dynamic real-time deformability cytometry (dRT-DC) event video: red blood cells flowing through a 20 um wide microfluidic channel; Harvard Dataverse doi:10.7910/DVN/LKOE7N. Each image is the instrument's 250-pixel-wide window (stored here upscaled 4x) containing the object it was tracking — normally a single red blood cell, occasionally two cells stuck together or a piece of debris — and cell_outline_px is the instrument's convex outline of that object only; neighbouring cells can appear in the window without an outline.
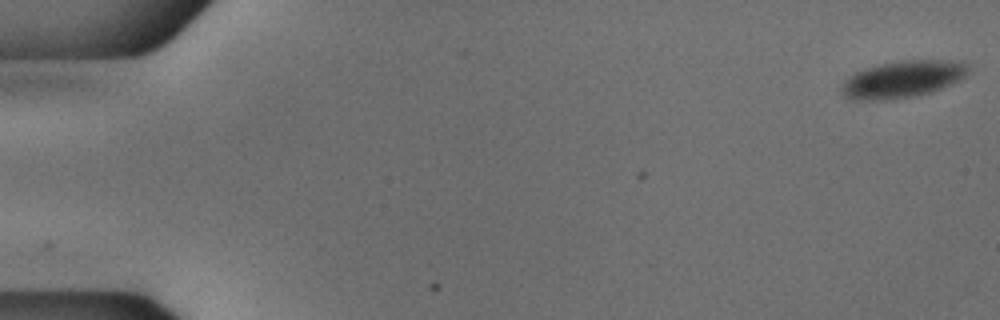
{"species": "common noctule bat (a hibernating species)", "species_latin": "Nyctalus noctula", "temperature_condition": "cold", "stored_images_in_passage": 54, "camera_frame_rate_fps": 3000, "um_per_image_px": 0.085, "animal": {"sex": "male", "body_mass_g": 18.8}, "frame": {"image": 1, "passage_image": 1, "time_ms": 0.0, "image_size_px": [1000, 320], "cell_outline_px": [[968, 64], [964, 76], [940, 88], [928, 92], [908, 96], [884, 100], [848, 100], [840, 92], [840, 88], [844, 80], [848, 76], [856, 72], [880, 64], [900, 60], [964, 60]], "centroid_in_image_um": [76.64, 6.72], "position_along_channel_um": 8.4, "area_um2": 26.93}}
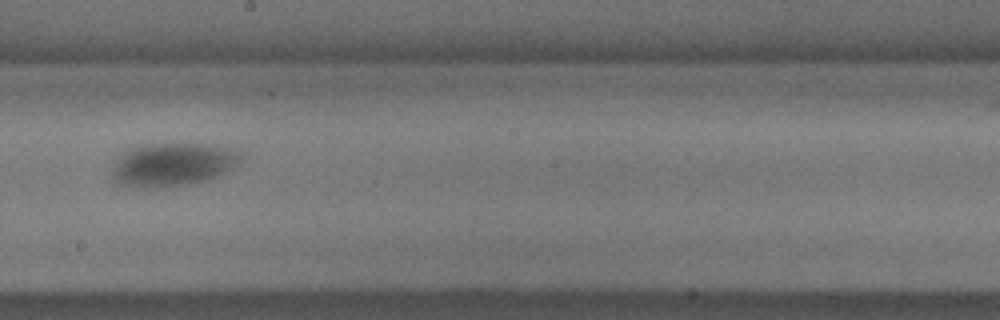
{"frame": {"image": 2, "passage_image": 31, "time_ms": 10.0, "image_size_px": [1000, 320], "cell_outline_px": [[240, 160], [232, 168], [220, 176], [208, 180], [188, 184], [116, 184], [112, 180], [112, 168], [116, 156], [132, 148], [148, 144], [212, 144], [224, 148], [240, 156]], "centroid_in_image_um": [14.64, 13.94], "position_along_channel_um": 233.6, "area_um2": 31.15}}
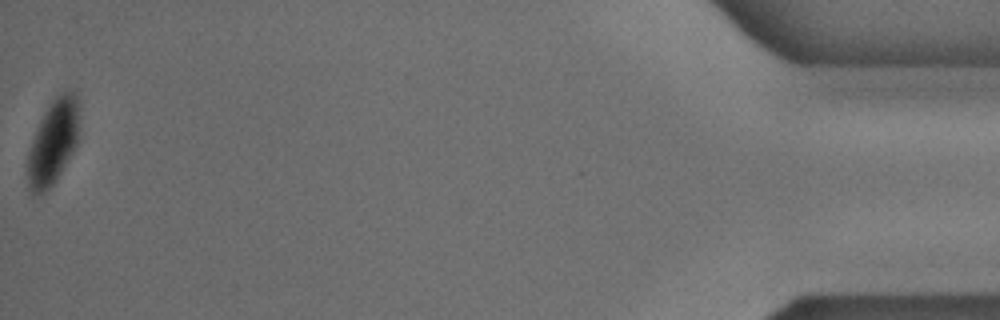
{"frame": {"image": 3, "passage_image": 54, "time_ms": 17.667, "image_size_px": [1000, 320], "cell_outline_px": [[80, 128], [76, 144], [72, 152], [56, 180], [44, 192], [36, 196], [32, 196], [28, 188], [24, 164], [36, 128], [44, 112], [52, 100], [60, 92], [68, 88], [72, 88], [76, 92], [80, 100]], "centroid_in_image_um": [4.51, 12.03], "position_along_channel_um": 430.7, "area_um2": 26.65}, "authors_computed_cell_mechanics": {"area_um2": 29.8826, "velocity_mm_per_s": 3.7461, "shape_relaxation_time_tau1_ms": 3.5474, "shape_relaxation_time_tau2_ms": null, "deformation_change_tau1": 0.0852, "deformation_change_tau2": null}}